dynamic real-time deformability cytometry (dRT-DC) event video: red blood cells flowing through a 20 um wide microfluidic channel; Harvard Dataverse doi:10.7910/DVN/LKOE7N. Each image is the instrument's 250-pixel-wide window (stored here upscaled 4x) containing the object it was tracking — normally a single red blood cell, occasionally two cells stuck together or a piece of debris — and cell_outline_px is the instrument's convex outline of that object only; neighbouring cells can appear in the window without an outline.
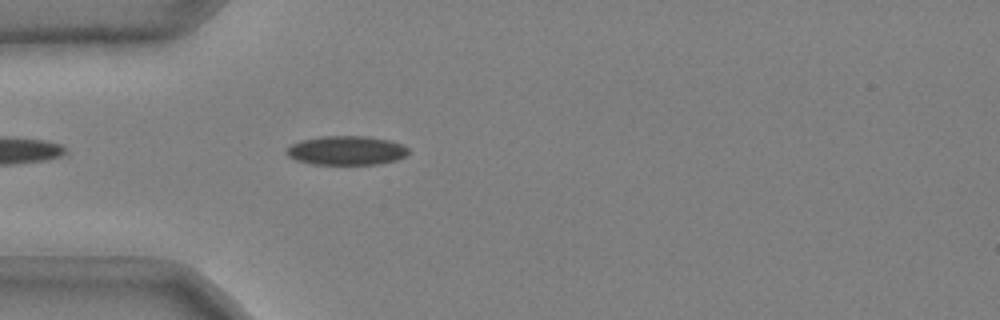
{"species": "common noctule bat (a hibernating species)", "species_latin": "Nyctalus noctula", "temperature_condition": "cold", "stored_images_in_passage": 39, "camera_frame_rate_fps": 3000, "um_per_image_px": 0.085, "animal": {"sex": "male", "body_mass_g": 20.4}, "frame": {"image": 1, "passage_image": 4, "time_ms": 1.0, "image_size_px": [1000, 320], "cell_outline_px": [[408, 152], [404, 156], [396, 160], [380, 164], [312, 164], [296, 160], [288, 156], [284, 152], [292, 144], [300, 140], [320, 136], [368, 136], [388, 140], [400, 144], [408, 148]], "centroid_in_image_um": [29.41, 12.79], "position_along_channel_um": 55.6, "area_um2": 20.63}}
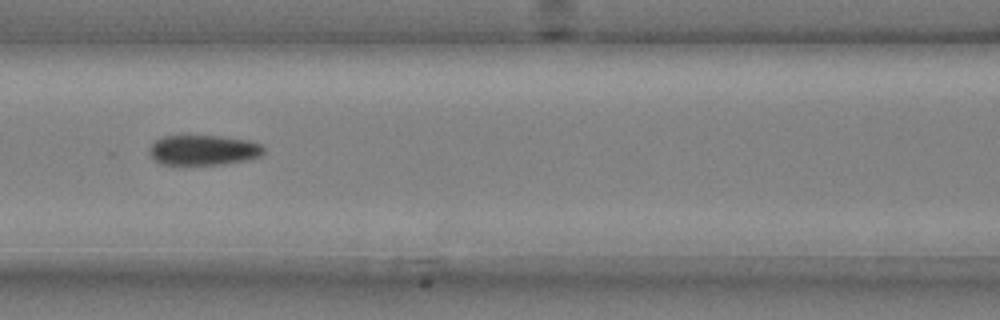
{"frame": {"image": 2, "passage_image": 12, "time_ms": 3.667, "image_size_px": [1000, 320], "cell_outline_px": [[264, 152], [260, 156], [248, 160], [224, 164], [160, 164], [148, 152], [148, 148], [156, 140], [164, 136], [220, 136], [248, 140], [260, 144], [264, 148]], "centroid_in_image_um": [17.3, 12.76], "position_along_channel_um": 149.3, "area_um2": 20.0}}
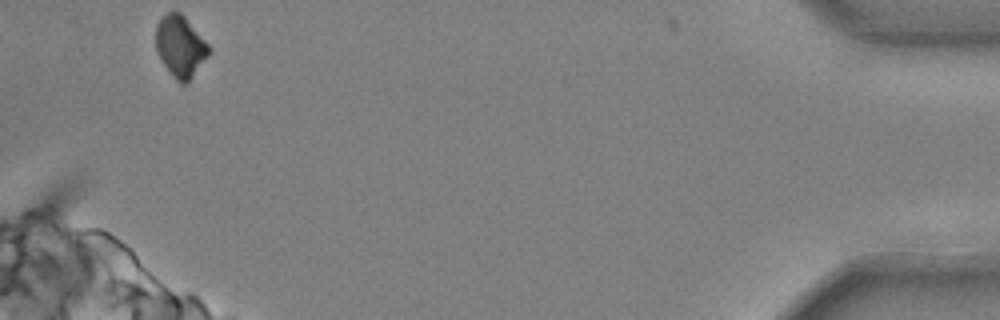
{"frame": {"image": 3, "passage_image": 39, "time_ms": 12.667, "image_size_px": [1000, 320], "cell_outline_px": [[208, 56], [188, 80], [184, 84], [180, 84], [172, 76], [164, 64], [156, 48], [156, 24], [168, 12], [180, 12], [184, 16], [208, 44]], "centroid_in_image_um": [15.31, 3.93], "position_along_channel_um": 419.9, "area_um2": 18.32}}